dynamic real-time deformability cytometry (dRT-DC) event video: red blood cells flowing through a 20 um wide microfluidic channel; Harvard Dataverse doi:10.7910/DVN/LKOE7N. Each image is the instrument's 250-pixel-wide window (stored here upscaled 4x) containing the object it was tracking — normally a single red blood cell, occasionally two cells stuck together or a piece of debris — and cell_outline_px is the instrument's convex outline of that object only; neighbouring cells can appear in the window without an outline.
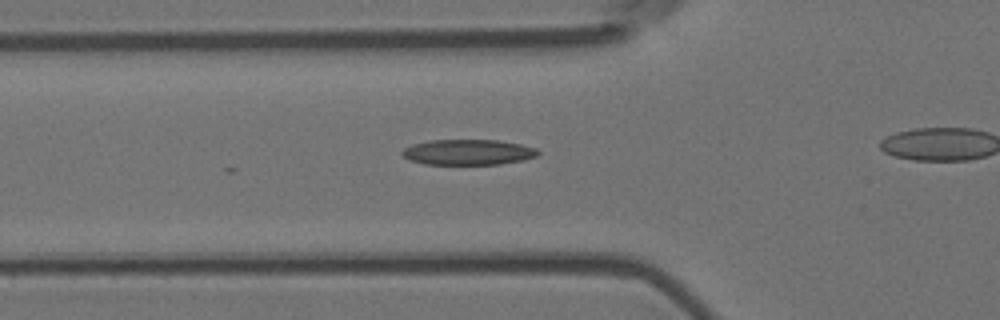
{"species": "Egyptian fruit bat (a non-hibernating species)", "species_latin": "Rousettus aegyptiacus", "temperature_condition": "room temperature", "stored_images_in_passage": 8, "camera_frame_rate_fps": 3000, "um_per_image_px": 0.085, "animal": {"sex": "female"}, "frame": {"image": 1, "passage_image": 8, "time_ms": 2.333, "image_size_px": [1000, 320], "cell_outline_px": [[540, 152], [536, 156], [524, 160], [500, 164], [424, 164], [408, 160], [400, 152], [404, 148], [412, 144], [432, 140], [496, 140], [520, 144], [536, 148]], "centroid_in_image_um": [39.77, 12.94], "position_along_channel_um": 86.0, "area_um2": 20.17}}